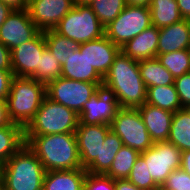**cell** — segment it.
<instances>
[{"instance_id": "obj_30", "label": "cell", "mask_w": 190, "mask_h": 190, "mask_svg": "<svg viewBox=\"0 0 190 190\" xmlns=\"http://www.w3.org/2000/svg\"><path fill=\"white\" fill-rule=\"evenodd\" d=\"M156 58L174 78L190 72V53L188 49L157 54Z\"/></svg>"}, {"instance_id": "obj_41", "label": "cell", "mask_w": 190, "mask_h": 190, "mask_svg": "<svg viewBox=\"0 0 190 190\" xmlns=\"http://www.w3.org/2000/svg\"><path fill=\"white\" fill-rule=\"evenodd\" d=\"M182 19L190 20V0H176Z\"/></svg>"}, {"instance_id": "obj_42", "label": "cell", "mask_w": 190, "mask_h": 190, "mask_svg": "<svg viewBox=\"0 0 190 190\" xmlns=\"http://www.w3.org/2000/svg\"><path fill=\"white\" fill-rule=\"evenodd\" d=\"M115 190H143L127 179H115Z\"/></svg>"}, {"instance_id": "obj_44", "label": "cell", "mask_w": 190, "mask_h": 190, "mask_svg": "<svg viewBox=\"0 0 190 190\" xmlns=\"http://www.w3.org/2000/svg\"><path fill=\"white\" fill-rule=\"evenodd\" d=\"M181 168L190 175V150L182 152Z\"/></svg>"}, {"instance_id": "obj_40", "label": "cell", "mask_w": 190, "mask_h": 190, "mask_svg": "<svg viewBox=\"0 0 190 190\" xmlns=\"http://www.w3.org/2000/svg\"><path fill=\"white\" fill-rule=\"evenodd\" d=\"M12 10H26L29 7V0H0Z\"/></svg>"}, {"instance_id": "obj_25", "label": "cell", "mask_w": 190, "mask_h": 190, "mask_svg": "<svg viewBox=\"0 0 190 190\" xmlns=\"http://www.w3.org/2000/svg\"><path fill=\"white\" fill-rule=\"evenodd\" d=\"M24 128L16 123L0 127V167L13 156L23 145Z\"/></svg>"}, {"instance_id": "obj_26", "label": "cell", "mask_w": 190, "mask_h": 190, "mask_svg": "<svg viewBox=\"0 0 190 190\" xmlns=\"http://www.w3.org/2000/svg\"><path fill=\"white\" fill-rule=\"evenodd\" d=\"M146 103L172 113L182 109L179 95L173 85L147 88Z\"/></svg>"}, {"instance_id": "obj_36", "label": "cell", "mask_w": 190, "mask_h": 190, "mask_svg": "<svg viewBox=\"0 0 190 190\" xmlns=\"http://www.w3.org/2000/svg\"><path fill=\"white\" fill-rule=\"evenodd\" d=\"M175 89L179 95L182 108L190 106V72L175 78Z\"/></svg>"}, {"instance_id": "obj_4", "label": "cell", "mask_w": 190, "mask_h": 190, "mask_svg": "<svg viewBox=\"0 0 190 190\" xmlns=\"http://www.w3.org/2000/svg\"><path fill=\"white\" fill-rule=\"evenodd\" d=\"M45 97L46 84L34 78L14 76L6 98L10 120L25 128L34 118Z\"/></svg>"}, {"instance_id": "obj_17", "label": "cell", "mask_w": 190, "mask_h": 190, "mask_svg": "<svg viewBox=\"0 0 190 190\" xmlns=\"http://www.w3.org/2000/svg\"><path fill=\"white\" fill-rule=\"evenodd\" d=\"M138 110L153 142L167 141L174 113L148 103L138 107Z\"/></svg>"}, {"instance_id": "obj_15", "label": "cell", "mask_w": 190, "mask_h": 190, "mask_svg": "<svg viewBox=\"0 0 190 190\" xmlns=\"http://www.w3.org/2000/svg\"><path fill=\"white\" fill-rule=\"evenodd\" d=\"M74 7L73 0H29L31 20L41 32L53 30Z\"/></svg>"}, {"instance_id": "obj_19", "label": "cell", "mask_w": 190, "mask_h": 190, "mask_svg": "<svg viewBox=\"0 0 190 190\" xmlns=\"http://www.w3.org/2000/svg\"><path fill=\"white\" fill-rule=\"evenodd\" d=\"M158 42L159 28L151 25L121 47V51L136 61L152 59L157 56Z\"/></svg>"}, {"instance_id": "obj_9", "label": "cell", "mask_w": 190, "mask_h": 190, "mask_svg": "<svg viewBox=\"0 0 190 190\" xmlns=\"http://www.w3.org/2000/svg\"><path fill=\"white\" fill-rule=\"evenodd\" d=\"M102 85L103 83L83 82L61 76L46 84V97L79 114L84 104L102 87Z\"/></svg>"}, {"instance_id": "obj_12", "label": "cell", "mask_w": 190, "mask_h": 190, "mask_svg": "<svg viewBox=\"0 0 190 190\" xmlns=\"http://www.w3.org/2000/svg\"><path fill=\"white\" fill-rule=\"evenodd\" d=\"M40 32L31 20L28 9L13 10L0 26V42L11 51L34 39Z\"/></svg>"}, {"instance_id": "obj_27", "label": "cell", "mask_w": 190, "mask_h": 190, "mask_svg": "<svg viewBox=\"0 0 190 190\" xmlns=\"http://www.w3.org/2000/svg\"><path fill=\"white\" fill-rule=\"evenodd\" d=\"M149 8L151 23L157 28L169 26L182 20L176 0H152Z\"/></svg>"}, {"instance_id": "obj_8", "label": "cell", "mask_w": 190, "mask_h": 190, "mask_svg": "<svg viewBox=\"0 0 190 190\" xmlns=\"http://www.w3.org/2000/svg\"><path fill=\"white\" fill-rule=\"evenodd\" d=\"M110 129L118 135L125 146L140 153L154 144L138 108L120 107L110 123Z\"/></svg>"}, {"instance_id": "obj_45", "label": "cell", "mask_w": 190, "mask_h": 190, "mask_svg": "<svg viewBox=\"0 0 190 190\" xmlns=\"http://www.w3.org/2000/svg\"><path fill=\"white\" fill-rule=\"evenodd\" d=\"M127 5L146 6L149 7L152 0H125Z\"/></svg>"}, {"instance_id": "obj_20", "label": "cell", "mask_w": 190, "mask_h": 190, "mask_svg": "<svg viewBox=\"0 0 190 190\" xmlns=\"http://www.w3.org/2000/svg\"><path fill=\"white\" fill-rule=\"evenodd\" d=\"M61 76L71 80L103 83V78L90 65L86 57V50L76 49L62 65Z\"/></svg>"}, {"instance_id": "obj_35", "label": "cell", "mask_w": 190, "mask_h": 190, "mask_svg": "<svg viewBox=\"0 0 190 190\" xmlns=\"http://www.w3.org/2000/svg\"><path fill=\"white\" fill-rule=\"evenodd\" d=\"M161 187L164 190H190V175L178 168L166 178Z\"/></svg>"}, {"instance_id": "obj_48", "label": "cell", "mask_w": 190, "mask_h": 190, "mask_svg": "<svg viewBox=\"0 0 190 190\" xmlns=\"http://www.w3.org/2000/svg\"><path fill=\"white\" fill-rule=\"evenodd\" d=\"M155 190H164L162 187H158Z\"/></svg>"}, {"instance_id": "obj_11", "label": "cell", "mask_w": 190, "mask_h": 190, "mask_svg": "<svg viewBox=\"0 0 190 190\" xmlns=\"http://www.w3.org/2000/svg\"><path fill=\"white\" fill-rule=\"evenodd\" d=\"M47 47L44 32L11 50V66L16 77L35 78L39 74V61Z\"/></svg>"}, {"instance_id": "obj_2", "label": "cell", "mask_w": 190, "mask_h": 190, "mask_svg": "<svg viewBox=\"0 0 190 190\" xmlns=\"http://www.w3.org/2000/svg\"><path fill=\"white\" fill-rule=\"evenodd\" d=\"M24 139L46 172L83 169L75 133L24 136Z\"/></svg>"}, {"instance_id": "obj_29", "label": "cell", "mask_w": 190, "mask_h": 190, "mask_svg": "<svg viewBox=\"0 0 190 190\" xmlns=\"http://www.w3.org/2000/svg\"><path fill=\"white\" fill-rule=\"evenodd\" d=\"M139 155V151L132 149L129 146H122L115 155V159L105 175L114 180L127 179Z\"/></svg>"}, {"instance_id": "obj_43", "label": "cell", "mask_w": 190, "mask_h": 190, "mask_svg": "<svg viewBox=\"0 0 190 190\" xmlns=\"http://www.w3.org/2000/svg\"><path fill=\"white\" fill-rule=\"evenodd\" d=\"M12 12L13 10L9 6L0 1V26Z\"/></svg>"}, {"instance_id": "obj_47", "label": "cell", "mask_w": 190, "mask_h": 190, "mask_svg": "<svg viewBox=\"0 0 190 190\" xmlns=\"http://www.w3.org/2000/svg\"><path fill=\"white\" fill-rule=\"evenodd\" d=\"M0 190H6V188L4 187V185L0 182Z\"/></svg>"}, {"instance_id": "obj_46", "label": "cell", "mask_w": 190, "mask_h": 190, "mask_svg": "<svg viewBox=\"0 0 190 190\" xmlns=\"http://www.w3.org/2000/svg\"><path fill=\"white\" fill-rule=\"evenodd\" d=\"M93 0H73L74 5H90Z\"/></svg>"}, {"instance_id": "obj_31", "label": "cell", "mask_w": 190, "mask_h": 190, "mask_svg": "<svg viewBox=\"0 0 190 190\" xmlns=\"http://www.w3.org/2000/svg\"><path fill=\"white\" fill-rule=\"evenodd\" d=\"M89 6L105 28L119 16L127 4L125 0H93Z\"/></svg>"}, {"instance_id": "obj_13", "label": "cell", "mask_w": 190, "mask_h": 190, "mask_svg": "<svg viewBox=\"0 0 190 190\" xmlns=\"http://www.w3.org/2000/svg\"><path fill=\"white\" fill-rule=\"evenodd\" d=\"M117 99L101 87L83 106L79 122L86 125L108 124L119 109Z\"/></svg>"}, {"instance_id": "obj_16", "label": "cell", "mask_w": 190, "mask_h": 190, "mask_svg": "<svg viewBox=\"0 0 190 190\" xmlns=\"http://www.w3.org/2000/svg\"><path fill=\"white\" fill-rule=\"evenodd\" d=\"M79 50H86V57L96 72L104 78L121 48L112 43L105 35L101 38L79 45Z\"/></svg>"}, {"instance_id": "obj_7", "label": "cell", "mask_w": 190, "mask_h": 190, "mask_svg": "<svg viewBox=\"0 0 190 190\" xmlns=\"http://www.w3.org/2000/svg\"><path fill=\"white\" fill-rule=\"evenodd\" d=\"M151 25L149 7L127 5L119 16L105 27L104 35L121 48Z\"/></svg>"}, {"instance_id": "obj_14", "label": "cell", "mask_w": 190, "mask_h": 190, "mask_svg": "<svg viewBox=\"0 0 190 190\" xmlns=\"http://www.w3.org/2000/svg\"><path fill=\"white\" fill-rule=\"evenodd\" d=\"M110 125H86L78 123L75 131L78 151L83 169H87L95 160H100V149Z\"/></svg>"}, {"instance_id": "obj_3", "label": "cell", "mask_w": 190, "mask_h": 190, "mask_svg": "<svg viewBox=\"0 0 190 190\" xmlns=\"http://www.w3.org/2000/svg\"><path fill=\"white\" fill-rule=\"evenodd\" d=\"M45 174L36 154L24 144L0 167V182L6 190H42Z\"/></svg>"}, {"instance_id": "obj_37", "label": "cell", "mask_w": 190, "mask_h": 190, "mask_svg": "<svg viewBox=\"0 0 190 190\" xmlns=\"http://www.w3.org/2000/svg\"><path fill=\"white\" fill-rule=\"evenodd\" d=\"M14 75L12 71L0 70V99L6 100Z\"/></svg>"}, {"instance_id": "obj_39", "label": "cell", "mask_w": 190, "mask_h": 190, "mask_svg": "<svg viewBox=\"0 0 190 190\" xmlns=\"http://www.w3.org/2000/svg\"><path fill=\"white\" fill-rule=\"evenodd\" d=\"M12 123L8 115L6 100L0 99V127H7Z\"/></svg>"}, {"instance_id": "obj_1", "label": "cell", "mask_w": 190, "mask_h": 190, "mask_svg": "<svg viewBox=\"0 0 190 190\" xmlns=\"http://www.w3.org/2000/svg\"><path fill=\"white\" fill-rule=\"evenodd\" d=\"M102 87L110 92L121 108H138L146 103L147 87L139 71V61L118 53L103 78Z\"/></svg>"}, {"instance_id": "obj_18", "label": "cell", "mask_w": 190, "mask_h": 190, "mask_svg": "<svg viewBox=\"0 0 190 190\" xmlns=\"http://www.w3.org/2000/svg\"><path fill=\"white\" fill-rule=\"evenodd\" d=\"M190 43V20L182 19L172 25L159 28L157 54L188 49Z\"/></svg>"}, {"instance_id": "obj_21", "label": "cell", "mask_w": 190, "mask_h": 190, "mask_svg": "<svg viewBox=\"0 0 190 190\" xmlns=\"http://www.w3.org/2000/svg\"><path fill=\"white\" fill-rule=\"evenodd\" d=\"M86 174L85 169L48 171L42 190H82Z\"/></svg>"}, {"instance_id": "obj_6", "label": "cell", "mask_w": 190, "mask_h": 190, "mask_svg": "<svg viewBox=\"0 0 190 190\" xmlns=\"http://www.w3.org/2000/svg\"><path fill=\"white\" fill-rule=\"evenodd\" d=\"M53 30L79 45L101 38L105 32L89 5H74Z\"/></svg>"}, {"instance_id": "obj_5", "label": "cell", "mask_w": 190, "mask_h": 190, "mask_svg": "<svg viewBox=\"0 0 190 190\" xmlns=\"http://www.w3.org/2000/svg\"><path fill=\"white\" fill-rule=\"evenodd\" d=\"M78 114L66 106L45 97L34 118L24 128V136L75 133Z\"/></svg>"}, {"instance_id": "obj_34", "label": "cell", "mask_w": 190, "mask_h": 190, "mask_svg": "<svg viewBox=\"0 0 190 190\" xmlns=\"http://www.w3.org/2000/svg\"><path fill=\"white\" fill-rule=\"evenodd\" d=\"M82 190H115V180L105 174L87 173Z\"/></svg>"}, {"instance_id": "obj_33", "label": "cell", "mask_w": 190, "mask_h": 190, "mask_svg": "<svg viewBox=\"0 0 190 190\" xmlns=\"http://www.w3.org/2000/svg\"><path fill=\"white\" fill-rule=\"evenodd\" d=\"M127 180L143 190H155L159 187L148 173L147 164L140 155L136 159Z\"/></svg>"}, {"instance_id": "obj_28", "label": "cell", "mask_w": 190, "mask_h": 190, "mask_svg": "<svg viewBox=\"0 0 190 190\" xmlns=\"http://www.w3.org/2000/svg\"><path fill=\"white\" fill-rule=\"evenodd\" d=\"M44 39L47 48L61 65H64L67 59L79 48L77 42L56 33L54 30L45 31Z\"/></svg>"}, {"instance_id": "obj_23", "label": "cell", "mask_w": 190, "mask_h": 190, "mask_svg": "<svg viewBox=\"0 0 190 190\" xmlns=\"http://www.w3.org/2000/svg\"><path fill=\"white\" fill-rule=\"evenodd\" d=\"M124 146L122 140L111 129L108 131L100 149V160H95L87 169V173L105 174L111 167L115 155Z\"/></svg>"}, {"instance_id": "obj_10", "label": "cell", "mask_w": 190, "mask_h": 190, "mask_svg": "<svg viewBox=\"0 0 190 190\" xmlns=\"http://www.w3.org/2000/svg\"><path fill=\"white\" fill-rule=\"evenodd\" d=\"M140 156L147 164L148 173L161 187L166 178L176 169L181 168L182 151L168 141L154 143Z\"/></svg>"}, {"instance_id": "obj_32", "label": "cell", "mask_w": 190, "mask_h": 190, "mask_svg": "<svg viewBox=\"0 0 190 190\" xmlns=\"http://www.w3.org/2000/svg\"><path fill=\"white\" fill-rule=\"evenodd\" d=\"M62 65L46 47L40 57L39 74L34 78L36 81L47 84L61 77Z\"/></svg>"}, {"instance_id": "obj_22", "label": "cell", "mask_w": 190, "mask_h": 190, "mask_svg": "<svg viewBox=\"0 0 190 190\" xmlns=\"http://www.w3.org/2000/svg\"><path fill=\"white\" fill-rule=\"evenodd\" d=\"M167 141L182 152L190 150V111L187 108L174 112Z\"/></svg>"}, {"instance_id": "obj_24", "label": "cell", "mask_w": 190, "mask_h": 190, "mask_svg": "<svg viewBox=\"0 0 190 190\" xmlns=\"http://www.w3.org/2000/svg\"><path fill=\"white\" fill-rule=\"evenodd\" d=\"M139 71L147 88L174 84L175 78L157 58L139 61Z\"/></svg>"}, {"instance_id": "obj_38", "label": "cell", "mask_w": 190, "mask_h": 190, "mask_svg": "<svg viewBox=\"0 0 190 190\" xmlns=\"http://www.w3.org/2000/svg\"><path fill=\"white\" fill-rule=\"evenodd\" d=\"M0 70L12 71L11 51L0 42Z\"/></svg>"}]
</instances>
